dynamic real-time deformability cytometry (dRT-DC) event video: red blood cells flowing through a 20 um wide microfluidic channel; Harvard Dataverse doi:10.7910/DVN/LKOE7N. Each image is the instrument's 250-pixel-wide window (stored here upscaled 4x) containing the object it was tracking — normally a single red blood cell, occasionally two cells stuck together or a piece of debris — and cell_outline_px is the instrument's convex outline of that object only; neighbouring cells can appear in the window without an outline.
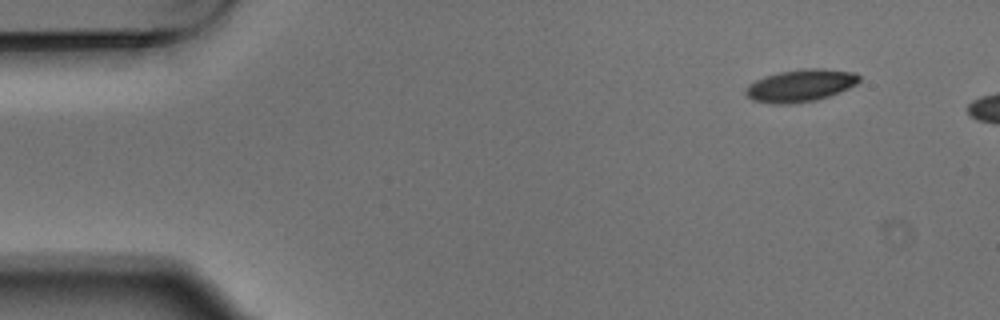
{"species": "Egyptian fruit bat (a non-hibernating species)", "species_latin": "Rousettus aegyptiacus", "temperature_condition": "warm", "stored_images_in_passage": 3, "camera_frame_rate_fps": 3000, "um_per_image_px": 0.085, "animal": {"sex": "male"}, "frame": {"image": 1, "passage_image": 1, "time_ms": 0.0, "image_size_px": [1000, 320], "cell_outline_px": [[860, 80], [856, 84], [840, 92], [816, 100], [788, 104], [772, 104], [752, 100], [744, 92], [748, 84], [764, 76], [780, 72], [804, 68], [820, 68], [856, 72], [860, 76]], "centroid_in_image_um": [68.04, 7.27], "position_along_channel_um": 17.0, "area_um2": 21.44}}